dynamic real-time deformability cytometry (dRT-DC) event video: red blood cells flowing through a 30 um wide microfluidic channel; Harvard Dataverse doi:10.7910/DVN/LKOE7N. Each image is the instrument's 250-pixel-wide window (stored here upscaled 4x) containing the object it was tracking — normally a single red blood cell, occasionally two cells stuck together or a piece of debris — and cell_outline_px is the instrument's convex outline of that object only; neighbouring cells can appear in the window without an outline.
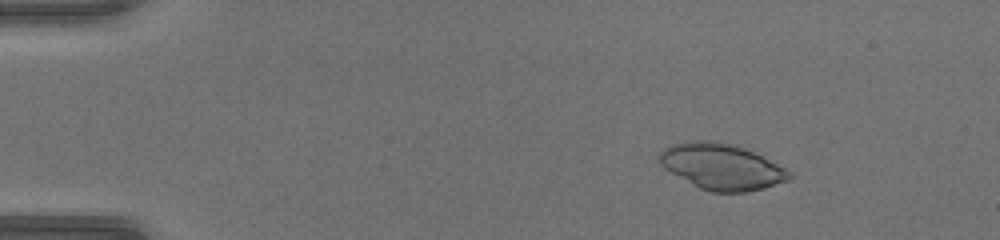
{"species": "common noctule bat (a hibernating species)", "species_latin": "Nyctalus noctula", "temperature_condition": "warm", "stored_images_in_passage": 50, "camera_frame_rate_fps": 3000, "um_per_image_px": 0.085, "animal": {"sex": "female", "body_mass_g": 17.0, "forearm_length_mm": 48.0}, "frame": {"image": 1, "passage_image": 8, "time_ms": 2.333, "image_size_px": [1000, 240], "cell_outline_px": [[792, 176], [788, 180], [764, 188], [748, 192], [712, 192], [700, 188], [692, 184], [664, 168], [660, 164], [660, 152], [664, 148], [672, 144], [696, 140], [716, 140], [732, 144], [744, 148], [792, 172]], "centroid_in_image_um": [61.32, 14.16], "position_along_channel_um": 23.7, "area_um2": 34.39}}